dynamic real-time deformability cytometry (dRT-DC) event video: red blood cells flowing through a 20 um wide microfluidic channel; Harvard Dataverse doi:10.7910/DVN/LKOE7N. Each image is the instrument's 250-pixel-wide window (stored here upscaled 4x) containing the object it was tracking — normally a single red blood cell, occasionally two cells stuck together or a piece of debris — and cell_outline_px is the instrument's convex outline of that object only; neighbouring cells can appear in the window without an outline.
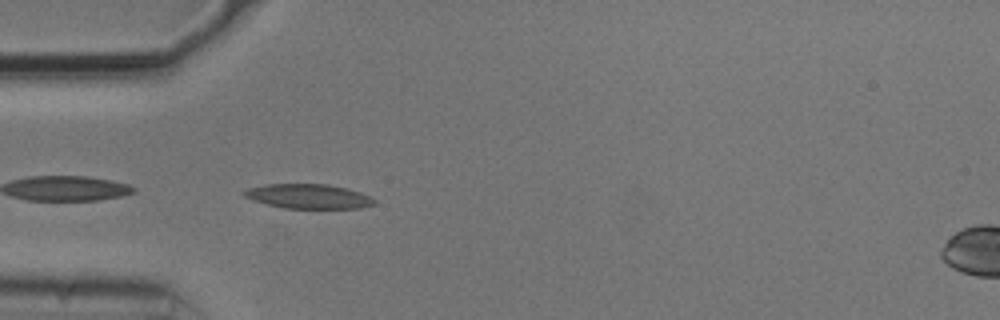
{"species": "common noctule bat (a hibernating species)", "species_latin": "Nyctalus noctula", "temperature_condition": "cold", "stored_images_in_passage": 39, "camera_frame_rate_fps": 3000, "um_per_image_px": 0.085, "animal": {"sex": "male", "body_mass_g": 20.5, "forearm_length_mm": 52.5}, "frame": {"image": 1, "passage_image": 1, "time_ms": 0.0, "image_size_px": [1000, 320], "cell_outline_px": [[376, 204], [360, 208], [284, 208], [268, 204], [244, 196], [240, 192], [248, 188], [264, 184], [328, 184], [348, 188], [372, 196], [376, 200]], "centroid_in_image_um": [26.27, 16.68], "position_along_channel_um": 58.7, "area_um2": 18.67}}
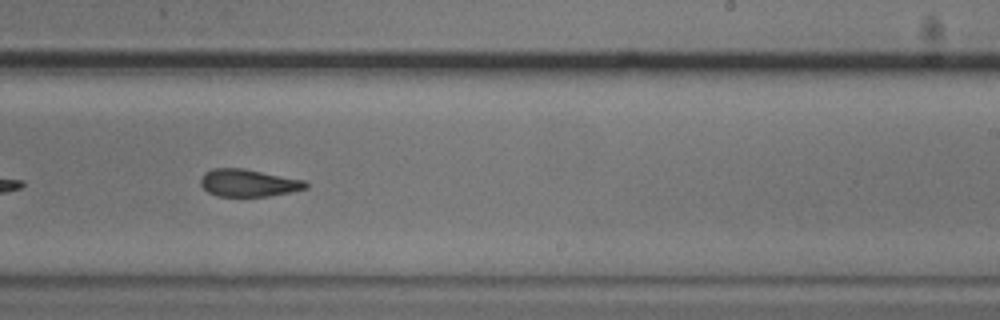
{"frame": {"image": 2, "passage_image": 18, "time_ms": 5.667, "image_size_px": [1000, 320], "cell_outline_px": [[308, 188], [268, 196], [216, 196], [208, 192], [200, 184], [200, 180], [204, 172], [212, 168], [244, 168], [304, 180], [308, 184]], "centroid_in_image_um": [21.08, 15.54], "position_along_channel_um": 267.9, "area_um2": 16.76}}
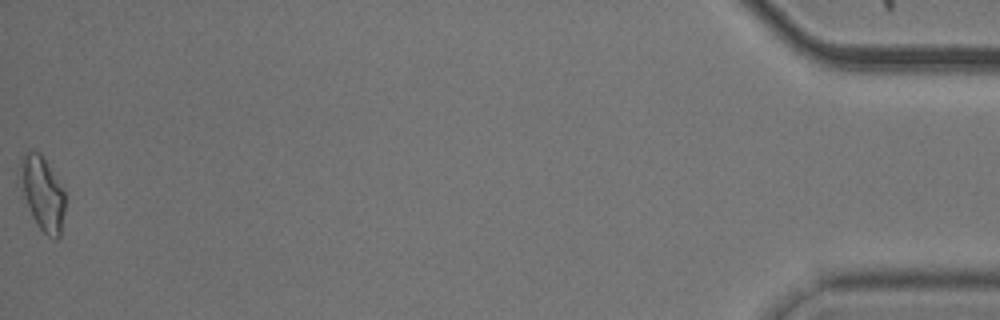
{"frame": {"image": 3, "passage_image": 39, "time_ms": 12.667, "image_size_px": [1000, 320], "cell_outline_px": [[64, 212], [60, 236], [56, 240], [52, 240], [40, 228], [32, 216], [16, 180], [16, 172], [20, 156], [32, 148], [40, 152], [64, 192]], "centroid_in_image_um": [3.51, 16.37], "position_along_channel_um": 431.7, "area_um2": 19.88}, "authors_computed_cell_mechanics": {"area_um2": 17.8024, "velocity_mm_per_s": 3.7435, "shape_relaxation_time_tau1_ms": 3.7681, "shape_relaxation_time_tau2_ms": 3.6213, "deformation_change_tau1": 0.1124, "deformation_change_tau2": 0.1163}}